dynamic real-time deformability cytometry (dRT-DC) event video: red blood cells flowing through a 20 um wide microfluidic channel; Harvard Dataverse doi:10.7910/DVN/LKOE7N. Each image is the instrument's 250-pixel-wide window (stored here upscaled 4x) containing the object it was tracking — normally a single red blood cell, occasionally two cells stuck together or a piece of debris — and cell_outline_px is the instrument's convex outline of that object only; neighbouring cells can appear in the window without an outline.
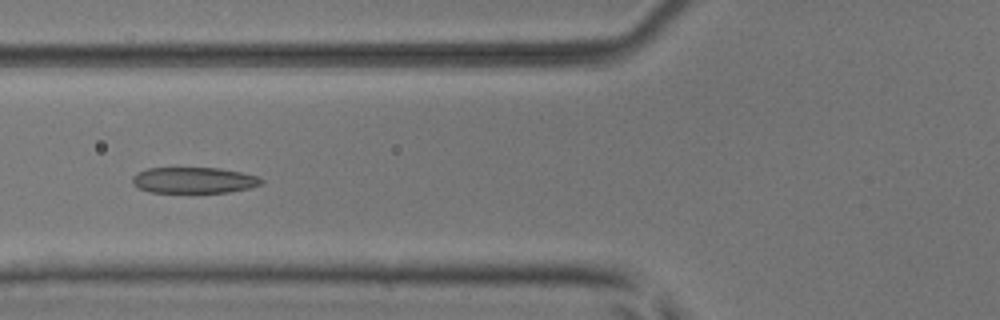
{"species": "common noctule bat (a hibernating species)", "species_latin": "Nyctalus noctula", "temperature_condition": "room temperature", "stored_images_in_passage": 48, "camera_frame_rate_fps": 3000, "um_per_image_px": 0.085, "animal": {"sex": "male", "body_mass_g": 17.9, "forearm_length_mm": 54.2}, "frame": {"image": 1, "passage_image": 16, "time_ms": 5.0, "image_size_px": [1000, 320], "cell_outline_px": [[264, 180], [260, 184], [252, 188], [228, 192], [148, 192], [132, 184], [132, 176], [148, 168], [220, 168], [240, 172], [256, 176]], "centroid_in_image_um": [16.48, 15.32], "position_along_channel_um": 109.3, "area_um2": 19.42}}
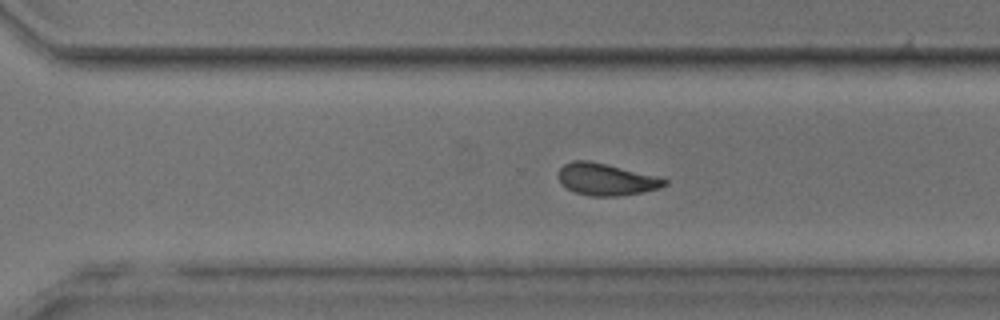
{"frame": {"image": 2, "passage_image": 32, "time_ms": 10.333, "image_size_px": [1000, 320], "cell_outline_px": [[668, 184], [660, 188], [644, 192], [616, 196], [588, 196], [576, 192], [568, 188], [560, 180], [560, 168], [564, 164], [572, 160], [588, 160], [668, 180]], "centroid_in_image_um": [51.51, 15.26], "position_along_channel_um": 319.1, "area_um2": 19.13}}
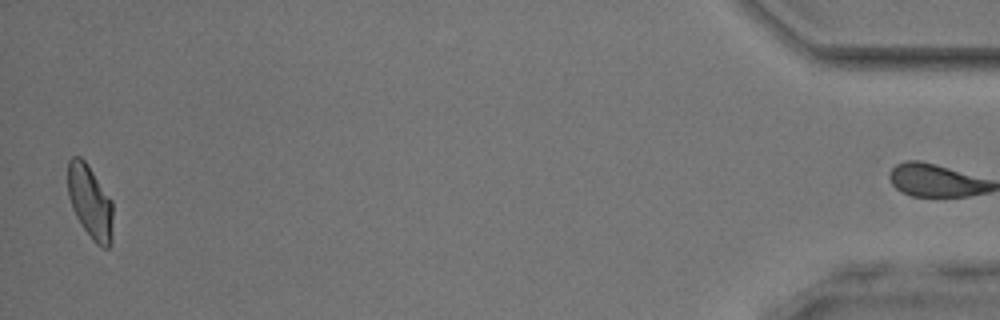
{"frame": {"image": 3, "passage_image": 47, "time_ms": 15.333, "image_size_px": [1000, 320], "cell_outline_px": [[112, 240], [108, 248], [104, 248], [96, 244], [92, 240], [76, 216], [72, 208], [68, 196], [68, 160], [72, 156], [80, 156], [84, 160], [112, 200]], "centroid_in_image_um": [7.65, 17.17], "position_along_channel_um": 427.5, "area_um2": 19.19}, "authors_computed_cell_mechanics": {"area_um2": 20.2011, "velocity_mm_per_s": 3.9486, "shape_relaxation_time_tau1_ms": 3.9056, "shape_relaxation_time_tau2_ms": 1.0702, "deformation_change_tau1": 0.1392, "deformation_change_tau2": 0.0759}}